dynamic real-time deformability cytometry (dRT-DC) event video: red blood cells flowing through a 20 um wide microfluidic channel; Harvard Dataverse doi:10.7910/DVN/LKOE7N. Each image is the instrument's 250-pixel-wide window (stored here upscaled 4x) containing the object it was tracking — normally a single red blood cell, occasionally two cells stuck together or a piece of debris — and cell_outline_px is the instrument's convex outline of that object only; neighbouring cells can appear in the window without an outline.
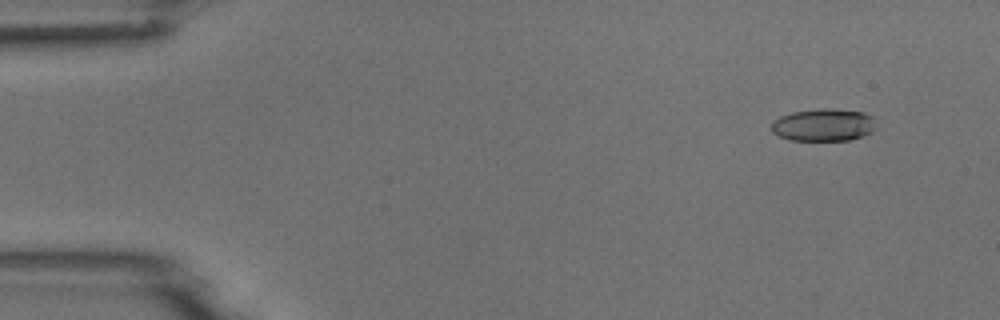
{"species": "common noctule bat (a hibernating species)", "species_latin": "Nyctalus noctula", "temperature_condition": "room temperature", "stored_images_in_passage": 6, "camera_frame_rate_fps": 3000, "um_per_image_px": 0.085, "animal": {"sex": "male", "body_mass_g": 18.8}, "frame": {"image": 1, "passage_image": 2, "time_ms": 1.333, "image_size_px": [1000, 320], "cell_outline_px": [[876, 128], [872, 132], [864, 136], [848, 140], [788, 140], [772, 132], [772, 120], [780, 116], [792, 112], [824, 108], [828, 108], [864, 112], [872, 116]], "centroid_in_image_um": [70.0, 10.62], "position_along_channel_um": 15.0, "area_um2": 19.88}}
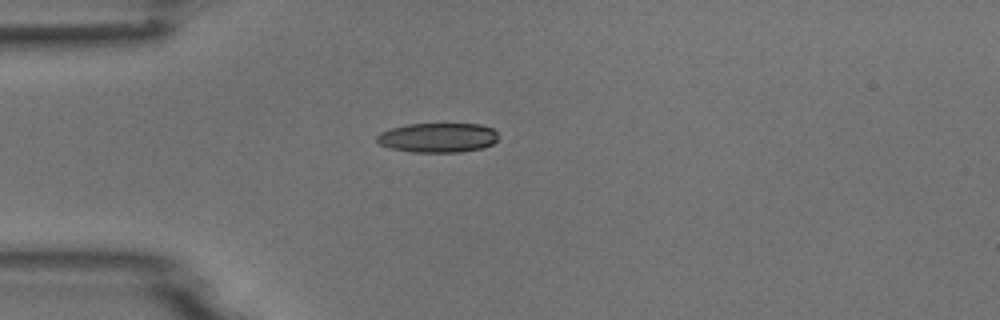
{"frame": {"image": 2, "passage_image": 5, "time_ms": 4.667, "image_size_px": [1000, 320], "cell_outline_px": [[496, 140], [492, 144], [480, 148], [460, 152], [412, 152], [392, 148], [380, 144], [376, 140], [376, 136], [380, 132], [392, 128], [408, 124], [480, 124], [492, 128], [496, 132]], "centroid_in_image_um": [37.2, 11.69], "position_along_channel_um": 47.8, "area_um2": 20.69}}